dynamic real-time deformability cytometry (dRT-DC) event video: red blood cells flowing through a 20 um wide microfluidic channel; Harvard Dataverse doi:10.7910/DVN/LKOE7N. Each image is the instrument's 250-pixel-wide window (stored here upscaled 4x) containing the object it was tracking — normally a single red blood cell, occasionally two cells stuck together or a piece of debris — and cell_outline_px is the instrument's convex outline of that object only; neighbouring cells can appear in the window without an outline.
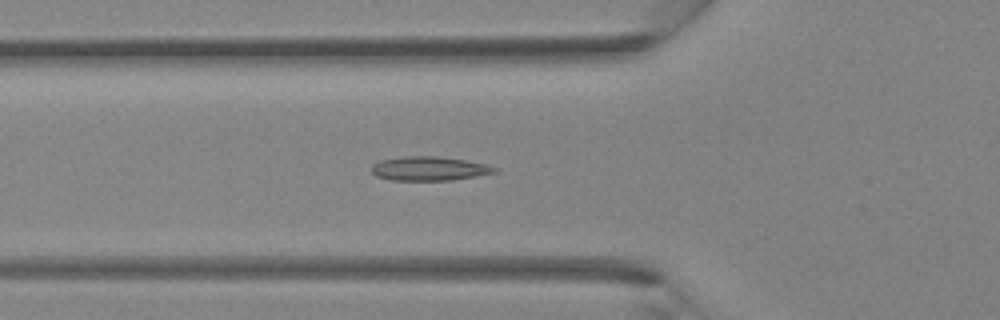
{"species": "Egyptian fruit bat (a non-hibernating species)", "species_latin": "Rousettus aegyptiacus", "temperature_condition": "room temperature", "stored_images_in_passage": 41, "camera_frame_rate_fps": 3000, "um_per_image_px": 0.085, "animal": {"sex": "female"}, "frame": {"image": 1, "passage_image": 14, "time_ms": 4.333, "image_size_px": [1000, 320], "cell_outline_px": [[500, 168], [496, 172], [476, 176], [452, 180], [392, 180], [376, 176], [372, 172], [372, 164], [380, 160], [404, 156], [440, 156], [464, 160], [484, 164]], "centroid_in_image_um": [36.48, 14.32], "position_along_channel_um": 89.3, "area_um2": 17.22}}
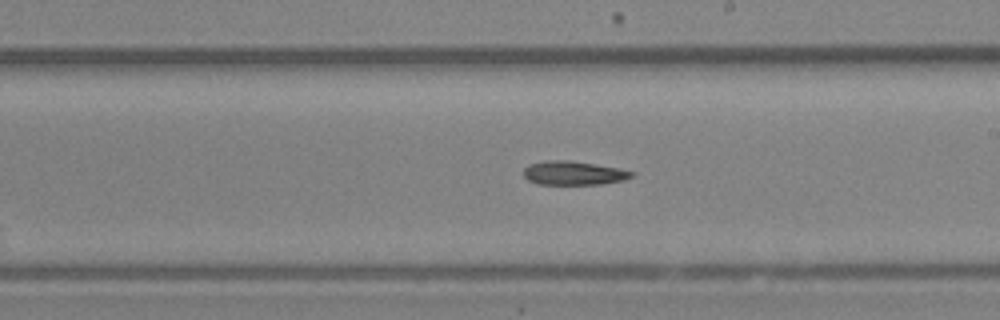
{"frame": {"image": 2, "passage_image": 23, "time_ms": 7.333, "image_size_px": [1000, 320], "cell_outline_px": [[636, 172], [632, 176], [624, 180], [600, 184], [540, 184], [528, 180], [524, 176], [524, 168], [528, 164], [544, 160], [568, 160], [596, 164], [620, 168]], "centroid_in_image_um": [48.76, 14.7], "position_along_channel_um": 240.2, "area_um2": 15.09}}
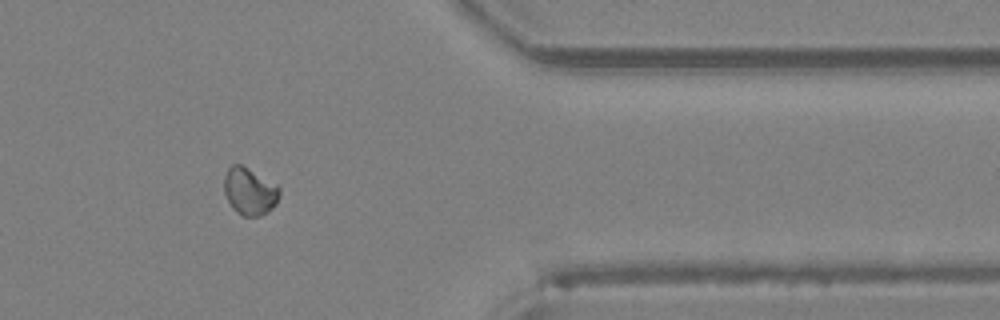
{"frame": {"image": 3, "passage_image": 33, "time_ms": 10.667, "image_size_px": [1000, 320], "cell_outline_px": [[280, 196], [276, 204], [268, 212], [260, 216], [244, 216], [236, 212], [232, 208], [224, 192], [224, 176], [228, 168], [232, 164], [240, 164], [248, 168], [276, 184], [280, 188]], "centroid_in_image_um": [21.22, 16.27], "position_along_channel_um": 390.2, "area_um2": 15.32}}